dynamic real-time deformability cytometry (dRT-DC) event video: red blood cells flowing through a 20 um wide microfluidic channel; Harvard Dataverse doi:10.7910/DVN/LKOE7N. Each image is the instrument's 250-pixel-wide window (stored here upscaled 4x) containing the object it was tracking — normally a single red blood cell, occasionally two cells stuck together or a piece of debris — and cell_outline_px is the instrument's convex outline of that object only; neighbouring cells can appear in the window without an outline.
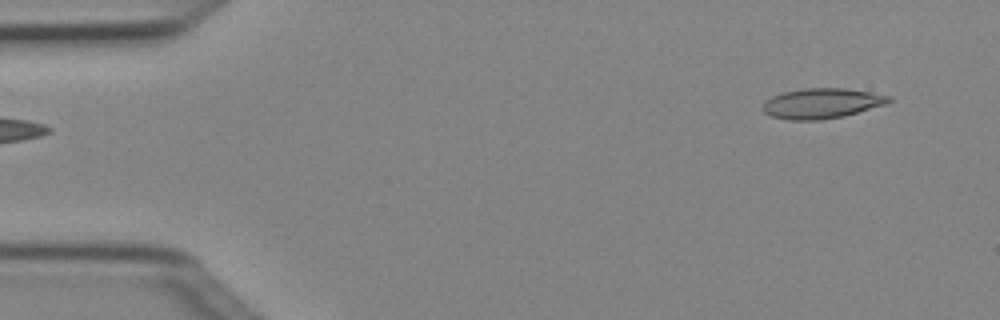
{"species": "Egyptian fruit bat (a non-hibernating species)", "species_latin": "Rousettus aegyptiacus", "temperature_condition": "cold", "stored_images_in_passage": 5, "segment_of_instrument_passage": [2, 2], "camera_frame_rate_fps": 3000, "um_per_image_px": 0.085, "animal": {"sex": "female"}, "frame": {"image": 1, "passage_image": 5, "time_ms": 1.333, "image_size_px": [1000, 320], "cell_outline_px": [[892, 100], [888, 104], [844, 116], [820, 120], [788, 120], [772, 116], [764, 112], [760, 108], [772, 96], [784, 92], [804, 88], [844, 88], [872, 92], [892, 96]], "centroid_in_image_um": [69.89, 8.79], "position_along_channel_um": 15.1, "area_um2": 22.31}}